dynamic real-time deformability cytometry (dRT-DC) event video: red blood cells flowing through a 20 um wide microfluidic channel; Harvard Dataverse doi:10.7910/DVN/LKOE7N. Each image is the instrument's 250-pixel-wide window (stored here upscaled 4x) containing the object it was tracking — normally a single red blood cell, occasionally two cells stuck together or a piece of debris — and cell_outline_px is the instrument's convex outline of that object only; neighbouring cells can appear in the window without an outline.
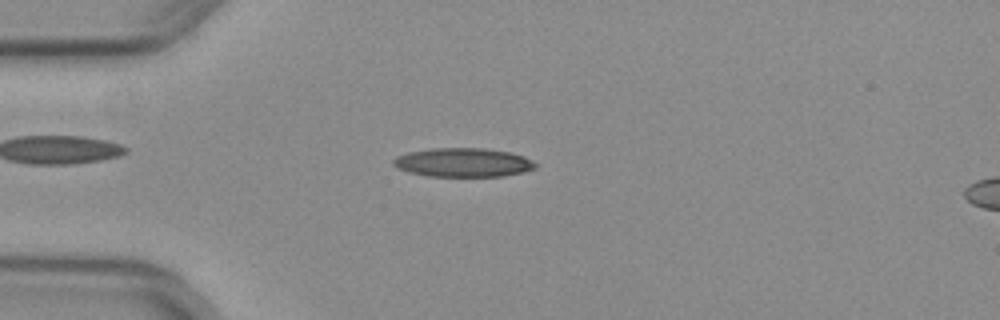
{"species": "common noctule bat (a hibernating species)", "species_latin": "Nyctalus noctula", "temperature_condition": "warm", "stored_images_in_passage": 51, "camera_frame_rate_fps": 3000, "um_per_image_px": 0.085, "animal": {"sex": "female", "body_mass_g": 29.2, "forearm_length_mm": 56.3}, "frame": {"image": 1, "passage_image": 13, "time_ms": 4.0, "image_size_px": [1000, 320], "cell_outline_px": [[536, 168], [524, 172], [504, 176], [428, 176], [408, 172], [392, 164], [392, 160], [396, 156], [408, 152], [432, 148], [484, 148], [512, 152], [524, 156], [532, 160], [536, 164]], "centroid_in_image_um": [39.39, 13.8], "position_along_channel_um": 45.6, "area_um2": 24.04}}
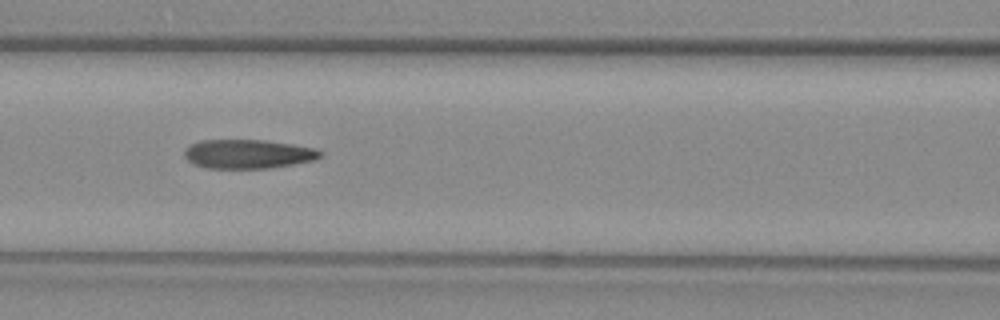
{"frame": {"image": 2, "passage_image": 22, "time_ms": 7.0, "image_size_px": [1000, 320], "cell_outline_px": [[324, 156], [316, 160], [272, 168], [204, 168], [192, 164], [184, 156], [184, 152], [192, 144], [200, 140], [264, 140], [292, 144], [316, 148], [324, 152]], "centroid_in_image_um": [21.14, 13.09], "position_along_channel_um": 145.5, "area_um2": 23.24}}
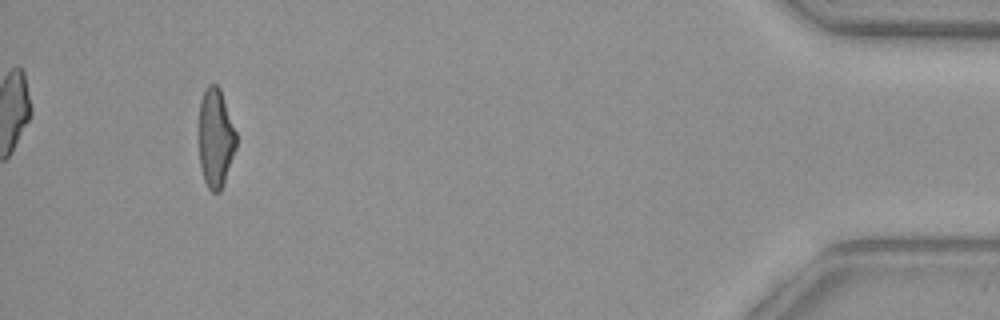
{"frame": {"image": 3, "passage_image": 48, "time_ms": 15.667, "image_size_px": [1000, 320], "cell_outline_px": [[236, 148], [220, 192], [212, 192], [208, 188], [204, 180], [200, 168], [200, 100], [204, 88], [208, 84], [216, 84], [220, 88], [236, 132]], "centroid_in_image_um": [18.32, 11.71], "position_along_channel_um": 416.9, "area_um2": 21.33}, "authors_computed_cell_mechanics": {"area_um2": 23.2356, "velocity_mm_per_s": 3.9807, "shape_relaxation_time_tau1_ms": null, "shape_relaxation_time_tau2_ms": 2.6066, "deformation_change_tau1": null, "deformation_change_tau2": 0.1367}}